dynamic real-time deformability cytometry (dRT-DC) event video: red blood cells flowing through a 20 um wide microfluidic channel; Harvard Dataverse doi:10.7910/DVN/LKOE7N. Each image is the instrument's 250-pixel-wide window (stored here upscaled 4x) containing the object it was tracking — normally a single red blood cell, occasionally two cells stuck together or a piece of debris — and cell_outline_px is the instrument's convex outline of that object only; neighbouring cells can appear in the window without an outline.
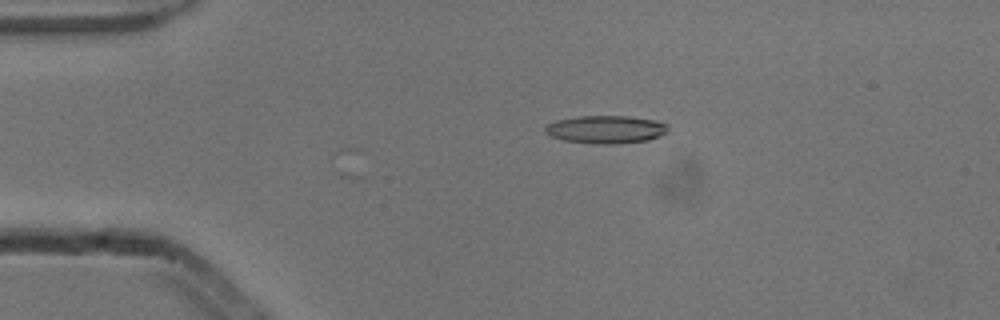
{"species": "common noctule bat (a hibernating species)", "species_latin": "Nyctalus noctula", "temperature_condition": "cold", "stored_images_in_passage": 4, "camera_frame_rate_fps": 3000, "um_per_image_px": 0.085, "animal": {"sex": "male", "body_mass_g": 13.3}, "frame": {"image": 1, "passage_image": 4, "time_ms": 1.0, "image_size_px": [1000, 320], "cell_outline_px": [[668, 132], [660, 136], [648, 140], [616, 144], [596, 144], [564, 140], [548, 136], [544, 132], [544, 128], [548, 124], [556, 120], [576, 116], [628, 116], [656, 120], [668, 124]], "centroid_in_image_um": [51.5, 11.0], "position_along_channel_um": 33.5, "area_um2": 20.23}}